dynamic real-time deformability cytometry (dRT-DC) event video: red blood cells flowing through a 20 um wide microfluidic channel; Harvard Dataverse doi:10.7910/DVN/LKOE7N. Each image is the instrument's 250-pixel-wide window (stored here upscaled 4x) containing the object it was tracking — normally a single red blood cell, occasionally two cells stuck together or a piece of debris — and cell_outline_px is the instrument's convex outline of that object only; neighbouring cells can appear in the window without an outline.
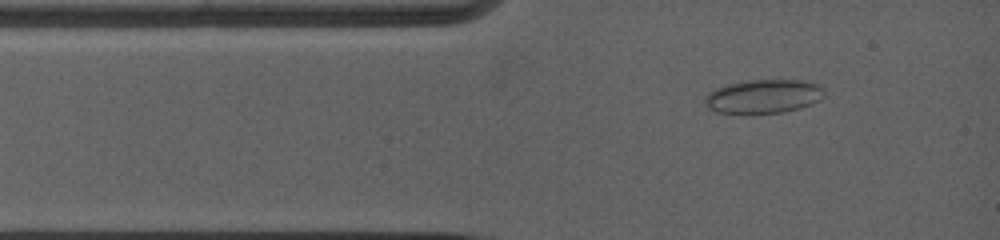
{"species": "common noctule bat (a hibernating species)", "species_latin": "Nyctalus noctula", "temperature_condition": "warm", "stored_images_in_passage": 4, "camera_frame_rate_fps": 5000, "um_per_image_px": 0.085, "animal": {"sex": "female", "body_mass_g": 19.0, "forearm_length_mm": 53.3}, "frame": {"image": 1, "passage_image": 2, "time_ms": 0.8, "image_size_px": [1000, 240], "cell_outline_px": [[824, 96], [820, 100], [800, 108], [780, 112], [716, 112], [708, 108], [704, 104], [704, 96], [708, 92], [716, 88], [728, 84], [748, 80], [800, 80], [816, 84], [824, 88]], "centroid_in_image_um": [64.88, 8.17], "position_along_channel_um": 20.1, "area_um2": 23.24}}